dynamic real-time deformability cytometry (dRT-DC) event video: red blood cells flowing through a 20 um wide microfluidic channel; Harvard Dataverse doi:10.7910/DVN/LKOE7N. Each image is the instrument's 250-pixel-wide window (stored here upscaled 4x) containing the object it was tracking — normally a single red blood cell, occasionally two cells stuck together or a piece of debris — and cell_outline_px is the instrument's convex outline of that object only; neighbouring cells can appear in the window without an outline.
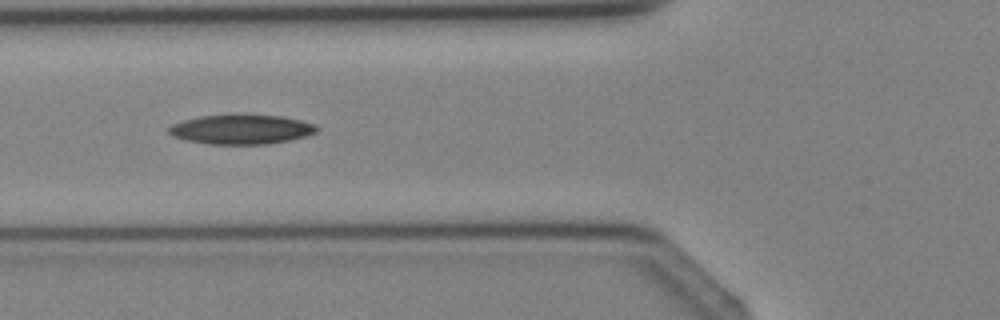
{"species": "Egyptian fruit bat (a non-hibernating species)", "species_latin": "Rousettus aegyptiacus", "temperature_condition": "cold", "stored_images_in_passage": 4, "camera_frame_rate_fps": 3000, "um_per_image_px": 0.085, "animal": {"sex": "female"}, "frame": {"image": 1, "passage_image": 3, "time_ms": 2.333, "image_size_px": [1000, 320], "cell_outline_px": [[320, 128], [316, 132], [304, 136], [288, 140], [264, 144], [208, 144], [188, 140], [172, 136], [168, 132], [168, 128], [172, 124], [184, 120], [200, 116], [236, 112], [280, 116], [300, 120], [312, 124]], "centroid_in_image_um": [20.47, 10.96], "position_along_channel_um": 105.3, "area_um2": 25.89}}
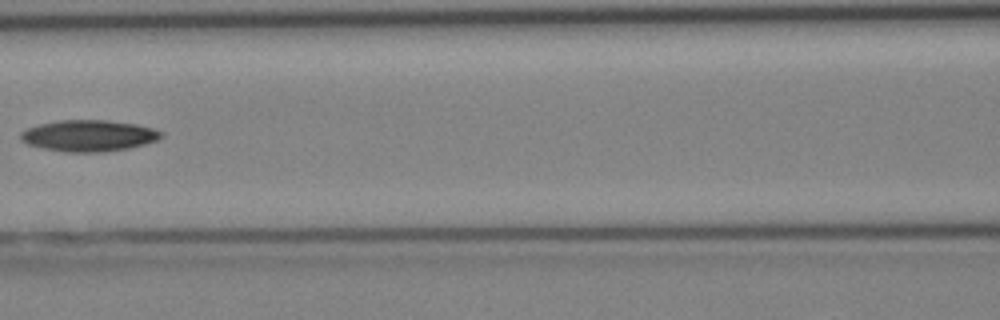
{"frame": {"image": 2, "passage_image": 4, "time_ms": 3.333, "image_size_px": [1000, 320], "cell_outline_px": [[164, 136], [156, 140], [144, 144], [128, 148], [104, 152], [64, 152], [44, 148], [28, 144], [20, 140], [20, 132], [28, 128], [40, 124], [56, 120], [104, 120], [136, 124], [152, 128], [164, 132]], "centroid_in_image_um": [7.54, 11.53], "position_along_channel_um": 159.1, "area_um2": 25.66}}